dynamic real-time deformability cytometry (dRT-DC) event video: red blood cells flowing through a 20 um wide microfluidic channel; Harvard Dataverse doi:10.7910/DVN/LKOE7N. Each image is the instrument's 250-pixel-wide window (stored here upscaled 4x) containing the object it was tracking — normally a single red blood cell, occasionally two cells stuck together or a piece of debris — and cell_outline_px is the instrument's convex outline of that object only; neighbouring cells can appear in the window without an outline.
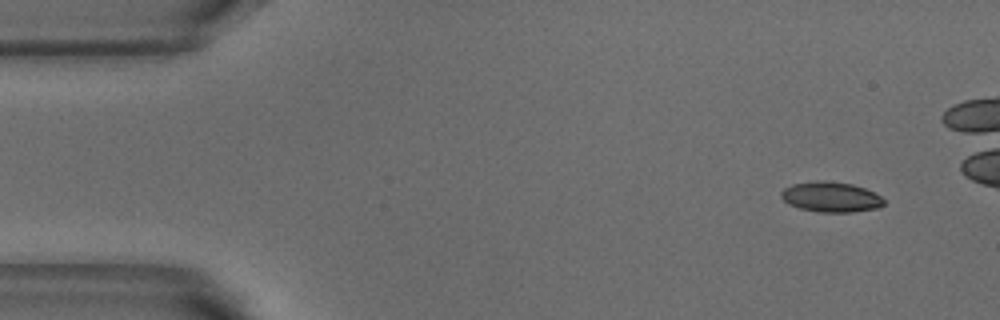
{"species": "common noctule bat (a hibernating species)", "species_latin": "Nyctalus noctula", "temperature_condition": "warm", "stored_images_in_passage": 5, "camera_frame_rate_fps": 3000, "um_per_image_px": 0.085, "animal": {"sex": "male", "body_mass_g": 18.8}, "frame": {"image": 1, "passage_image": 1, "time_ms": 0.0, "image_size_px": [1000, 320], "cell_outline_px": [[884, 204], [880, 208], [852, 212], [820, 212], [800, 208], [788, 204], [780, 196], [780, 192], [784, 188], [792, 184], [852, 184], [864, 188], [880, 196], [884, 200]], "centroid_in_image_um": [70.66, 16.81], "position_along_channel_um": 14.3, "area_um2": 17.17}}